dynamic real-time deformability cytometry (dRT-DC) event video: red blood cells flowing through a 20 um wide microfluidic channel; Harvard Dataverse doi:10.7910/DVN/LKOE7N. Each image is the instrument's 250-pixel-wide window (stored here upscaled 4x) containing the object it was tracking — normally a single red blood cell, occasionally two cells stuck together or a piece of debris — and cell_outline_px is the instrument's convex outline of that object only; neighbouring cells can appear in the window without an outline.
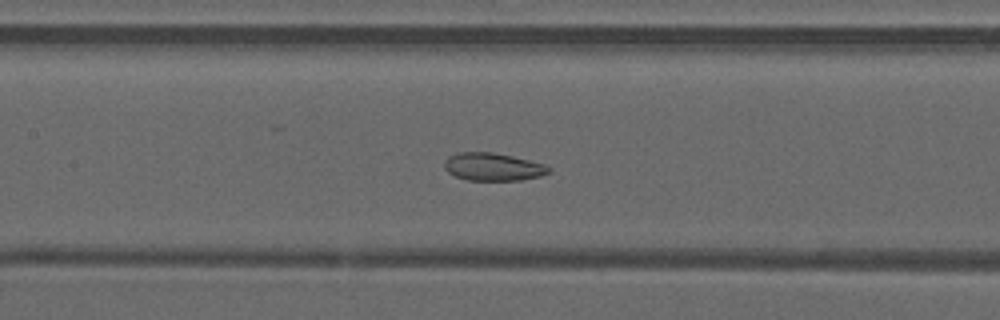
{"species": "common noctule bat (a hibernating species)", "species_latin": "Nyctalus noctula", "temperature_condition": "warm", "stored_images_in_passage": 49, "camera_frame_rate_fps": 3000, "um_per_image_px": 0.085, "animal": {"sex": "male", "forearm_length_mm": 52.5}, "frame": {"image": 1, "passage_image": 23, "time_ms": 7.333, "image_size_px": [1000, 320], "cell_outline_px": [[552, 172], [540, 176], [520, 180], [468, 180], [456, 176], [448, 172], [444, 168], [444, 160], [448, 156], [460, 152], [492, 152], [512, 156], [544, 164], [552, 168]], "centroid_in_image_um": [41.91, 14.18], "position_along_channel_um": 165.5, "area_um2": 16.94}}
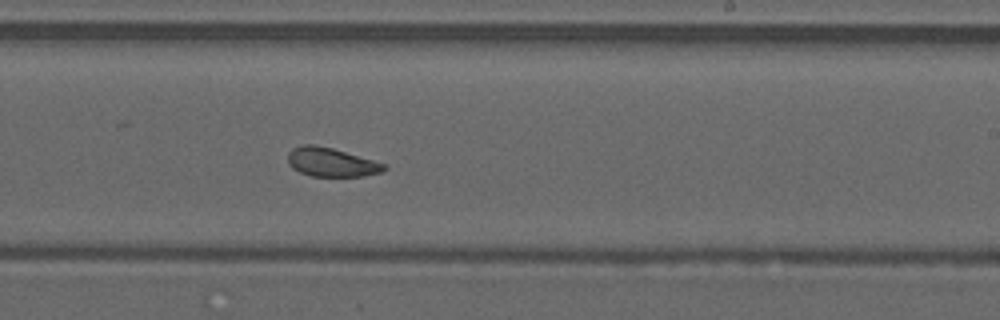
{"frame": {"image": 2, "passage_image": 30, "time_ms": 9.667, "image_size_px": [1000, 320], "cell_outline_px": [[388, 168], [380, 172], [364, 176], [312, 176], [300, 172], [292, 168], [288, 164], [288, 152], [292, 148], [300, 144], [316, 144], [332, 148], [388, 164]], "centroid_in_image_um": [28.15, 13.77], "position_along_channel_um": 260.8, "area_um2": 16.36}}
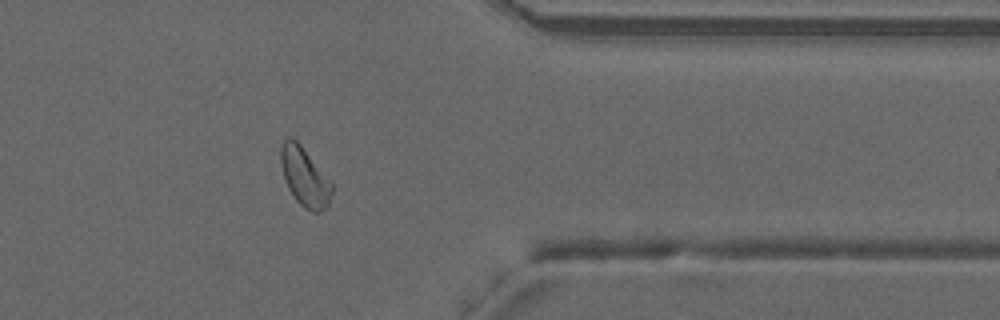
{"frame": {"image": 3, "passage_image": 40, "time_ms": 13.0, "image_size_px": [1000, 320], "cell_outline_px": [[332, 192], [328, 204], [320, 212], [312, 212], [304, 208], [296, 200], [288, 188], [284, 176], [280, 160], [280, 148], [284, 140], [288, 136], [292, 136], [300, 144], [332, 184]], "centroid_in_image_um": [25.87, 15.03], "position_along_channel_um": 385.5, "area_um2": 17.17}, "authors_computed_cell_mechanics": {"area_um2": 18.7272, "velocity_mm_per_s": 4.0959, "shape_relaxation_time_tau1_ms": null, "shape_relaxation_time_tau2_ms": 1.4349, "deformation_change_tau1": null, "deformation_change_tau2": 0.0703}}